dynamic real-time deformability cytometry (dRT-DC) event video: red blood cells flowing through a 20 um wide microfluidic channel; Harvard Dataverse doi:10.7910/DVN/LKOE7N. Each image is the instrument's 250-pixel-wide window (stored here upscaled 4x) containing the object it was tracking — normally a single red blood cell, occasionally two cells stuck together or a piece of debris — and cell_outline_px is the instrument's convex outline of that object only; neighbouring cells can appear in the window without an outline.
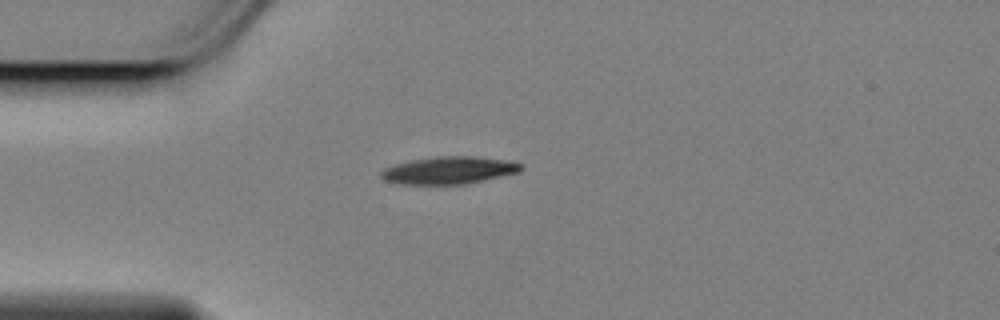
{"species": "Egyptian fruit bat (a non-hibernating species)", "species_latin": "Rousettus aegyptiacus", "temperature_condition": "cold", "stored_images_in_passage": 36, "camera_frame_rate_fps": 3000, "um_per_image_px": 0.085, "animal": {"sex": "female"}, "frame": {"image": 1, "passage_image": 1, "time_ms": 0.0, "image_size_px": [1000, 320], "cell_outline_px": [[524, 168], [520, 172], [464, 184], [404, 184], [384, 180], [380, 176], [380, 172], [384, 168], [396, 164], [412, 160], [436, 156], [472, 156], [508, 160], [524, 164]], "centroid_in_image_um": [38.2, 14.47], "position_along_channel_um": 46.8, "area_um2": 22.31}}
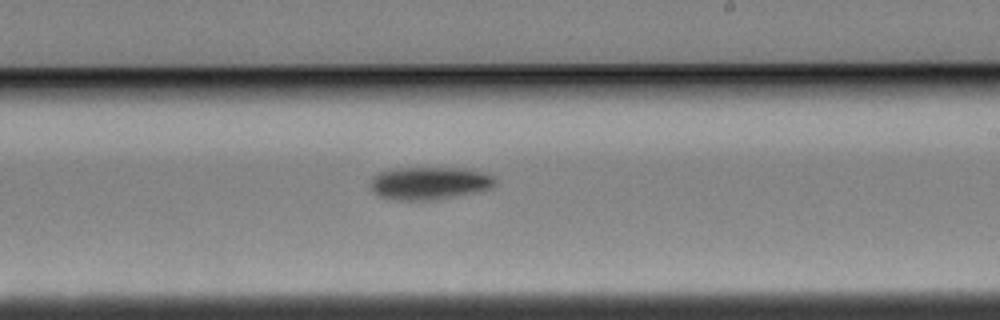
{"frame": {"image": 2, "passage_image": 20, "time_ms": 6.333, "image_size_px": [1000, 320], "cell_outline_px": [[496, 184], [488, 188], [472, 192], [436, 200], [392, 200], [376, 196], [372, 188], [372, 176], [380, 172], [392, 168], [472, 168], [492, 176], [496, 180]], "centroid_in_image_um": [36.46, 15.56], "position_along_channel_um": 252.5, "area_um2": 23.81}}
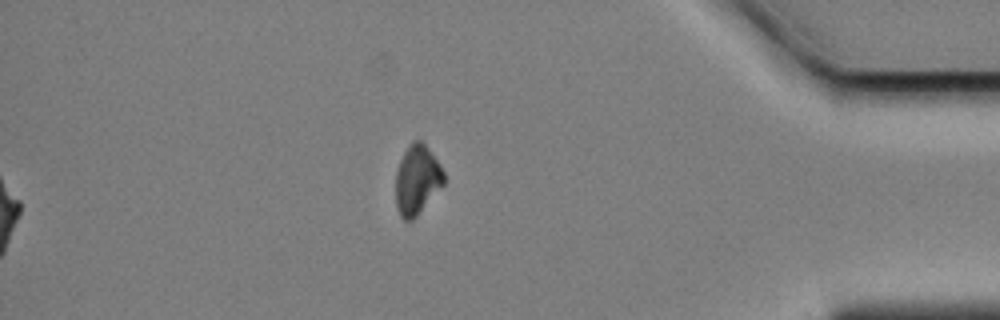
{"frame": {"image": 3, "passage_image": 36, "time_ms": 11.667, "image_size_px": [1000, 320], "cell_outline_px": [[444, 184], [416, 216], [412, 220], [404, 220], [400, 216], [396, 204], [396, 172], [400, 160], [404, 152], [412, 140], [420, 140], [424, 144], [440, 164], [444, 172]], "centroid_in_image_um": [35.44, 15.28], "position_along_channel_um": 399.8, "area_um2": 19.25}, "authors_computed_cell_mechanics": {"area_um2": 23.12, "velocity_mm_per_s": 3.4535, "shape_relaxation_time_tau1_ms": 2.1611, "shape_relaxation_time_tau2_ms": null, "deformation_change_tau1": 0.1221, "deformation_change_tau2": null}}